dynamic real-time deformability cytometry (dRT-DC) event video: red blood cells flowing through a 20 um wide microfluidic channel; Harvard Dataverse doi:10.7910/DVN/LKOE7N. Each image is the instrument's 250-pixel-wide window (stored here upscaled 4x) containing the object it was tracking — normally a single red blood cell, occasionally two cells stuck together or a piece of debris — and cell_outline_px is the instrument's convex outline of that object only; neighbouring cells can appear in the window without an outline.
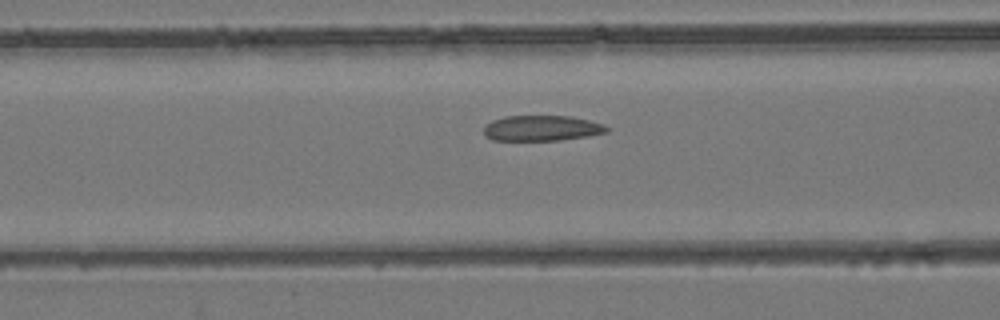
{"species": "common noctule bat (a hibernating species)", "species_latin": "Nyctalus noctula", "temperature_condition": "room temperature", "stored_images_in_passage": 51, "camera_frame_rate_fps": 3000, "um_per_image_px": 0.085, "animal": {"sex": "female", "body_mass_g": 24.6, "forearm_length_mm": 56.2}, "frame": {"image": 1, "passage_image": 19, "time_ms": 6.0, "image_size_px": [1000, 320], "cell_outline_px": [[608, 132], [588, 136], [560, 140], [492, 140], [484, 136], [484, 124], [492, 120], [504, 116], [572, 116], [604, 124], [608, 128]], "centroid_in_image_um": [46.02, 10.89], "position_along_channel_um": 120.6, "area_um2": 18.38}}
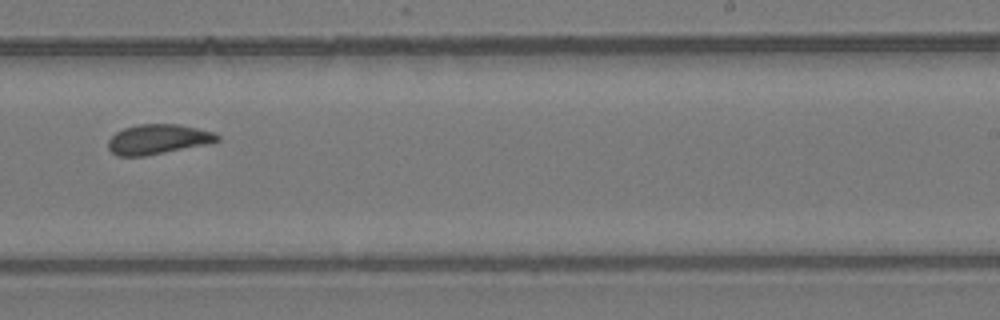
{"frame": {"image": 2, "passage_image": 31, "time_ms": 10.0, "image_size_px": [1000, 320], "cell_outline_px": [[220, 140], [208, 144], [144, 156], [116, 156], [108, 148], [108, 140], [116, 132], [124, 128], [140, 124], [180, 124], [212, 132], [220, 136]], "centroid_in_image_um": [13.42, 11.84], "position_along_channel_um": 275.6, "area_um2": 18.9}}
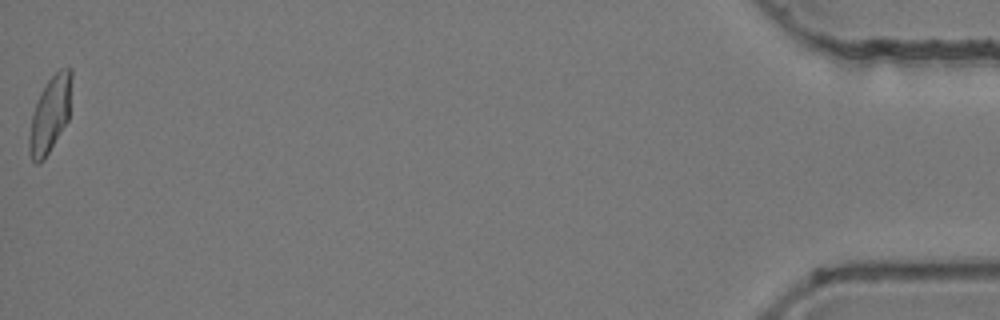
{"frame": {"image": 3, "passage_image": 51, "time_ms": 16.667, "image_size_px": [1000, 320], "cell_outline_px": [[72, 80], [68, 120], [44, 160], [40, 164], [36, 164], [32, 160], [28, 152], [28, 140], [32, 112], [40, 92], [48, 80], [60, 68], [72, 68]], "centroid_in_image_um": [4.24, 9.74], "position_along_channel_um": 431.0, "area_um2": 18.96}, "authors_computed_cell_mechanics": {"area_um2": 18.9584, "velocity_mm_per_s": 3.8799, "shape_relaxation_time_tau1_ms": 9.6767, "shape_relaxation_time_tau2_ms": 1.7052, "deformation_change_tau1": 0.1748, "deformation_change_tau2": 0.0686}}